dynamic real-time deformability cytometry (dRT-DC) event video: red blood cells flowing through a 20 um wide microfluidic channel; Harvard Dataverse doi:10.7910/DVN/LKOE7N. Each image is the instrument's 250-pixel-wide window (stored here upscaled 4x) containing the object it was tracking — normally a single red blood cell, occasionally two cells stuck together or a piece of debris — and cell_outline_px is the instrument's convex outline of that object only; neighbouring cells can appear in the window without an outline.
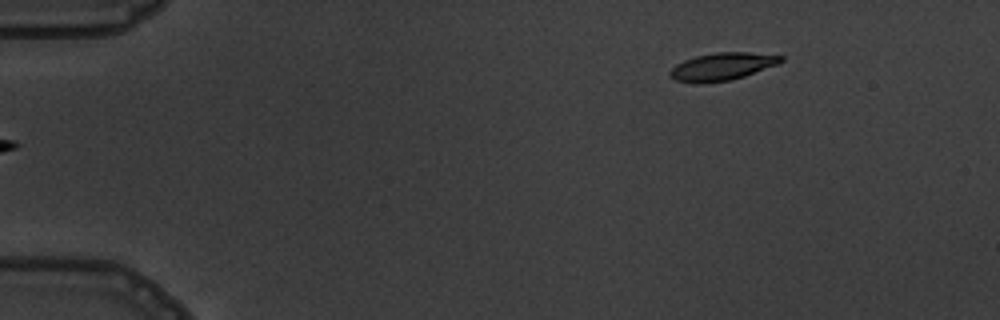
{"species": "common noctule bat (a hibernating species)", "species_latin": "Nyctalus noctula", "temperature_condition": "warm", "stored_images_in_passage": 6, "segment_of_instrument_passage": [2, 2], "camera_frame_rate_fps": 3000, "um_per_image_px": 0.085, "animal": {"sex": "male", "body_mass_g": 19.5, "forearm_length_mm": 54.6}, "frame": {"image": 1, "passage_image": 6, "time_ms": 5.667, "image_size_px": [1000, 320], "cell_outline_px": [[784, 60], [780, 64], [744, 76], [728, 80], [704, 84], [696, 84], [676, 80], [668, 76], [668, 72], [676, 64], [684, 60], [696, 56], [716, 52], [748, 52], [784, 56]], "centroid_in_image_um": [61.37, 5.66], "position_along_channel_um": 23.6, "area_um2": 18.03}}